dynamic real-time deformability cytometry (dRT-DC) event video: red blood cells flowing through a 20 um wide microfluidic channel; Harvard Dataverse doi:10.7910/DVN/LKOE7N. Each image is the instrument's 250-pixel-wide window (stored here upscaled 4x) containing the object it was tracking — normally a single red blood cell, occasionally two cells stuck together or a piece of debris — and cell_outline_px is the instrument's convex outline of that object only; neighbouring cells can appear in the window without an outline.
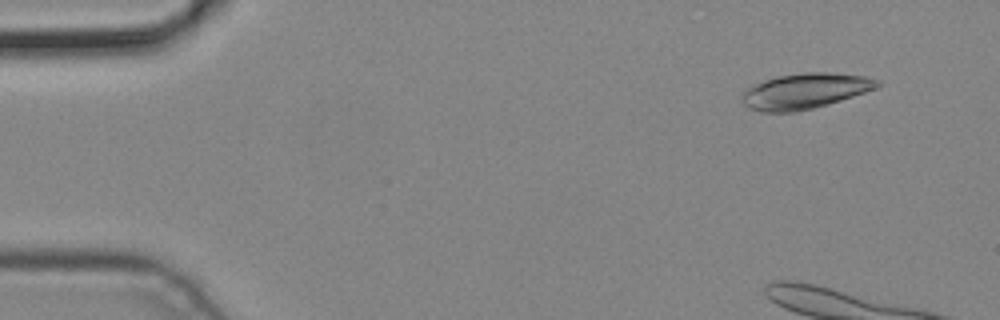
{"species": "common noctule bat (a hibernating species)", "species_latin": "Nyctalus noctula", "temperature_condition": "cold", "stored_images_in_passage": 3, "camera_frame_rate_fps": 3000, "um_per_image_px": 0.085, "animal": {"sex": "male", "body_mass_g": 19.2, "forearm_length_mm": 51.8}, "frame": {"image": 1, "passage_image": 1, "time_ms": 0.0, "image_size_px": [1000, 320], "cell_outline_px": [[884, 84], [876, 88], [828, 104], [796, 112], [760, 112], [748, 108], [744, 104], [740, 96], [752, 84], [776, 76], [804, 72], [828, 72], [864, 76], [880, 80]], "centroid_in_image_um": [68.4, 7.73], "position_along_channel_um": 16.6, "area_um2": 28.09}}